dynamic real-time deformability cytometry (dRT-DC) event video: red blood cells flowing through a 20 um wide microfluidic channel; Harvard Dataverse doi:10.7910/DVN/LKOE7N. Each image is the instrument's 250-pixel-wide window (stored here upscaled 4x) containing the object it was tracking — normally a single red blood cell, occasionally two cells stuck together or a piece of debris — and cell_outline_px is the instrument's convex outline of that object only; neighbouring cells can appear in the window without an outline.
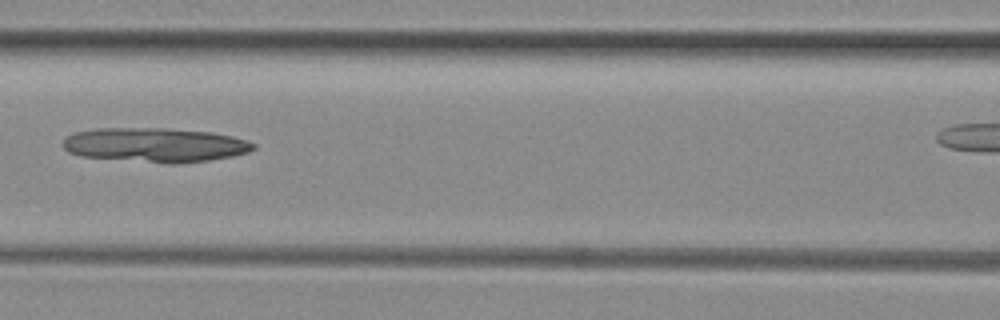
{"species": "common noctule bat (a hibernating species)", "species_latin": "Nyctalus noctula", "temperature_condition": "room temperature", "stored_images_in_passage": 32, "camera_frame_rate_fps": 3000, "um_per_image_px": 0.085, "animal": {"sex": "female", "body_mass_g": 29.2, "forearm_length_mm": 56.3}, "frame": {"image": 1, "passage_image": 13, "time_ms": 4.0, "image_size_px": [1000, 320], "cell_outline_px": [[256, 148], [248, 152], [232, 156], [208, 160], [176, 164], [168, 164], [80, 156], [68, 152], [64, 148], [64, 140], [72, 132], [96, 128], [164, 128], [212, 132], [232, 136], [256, 144]], "centroid_in_image_um": [13.17, 12.32], "position_along_channel_um": 153.4, "area_um2": 38.21}}
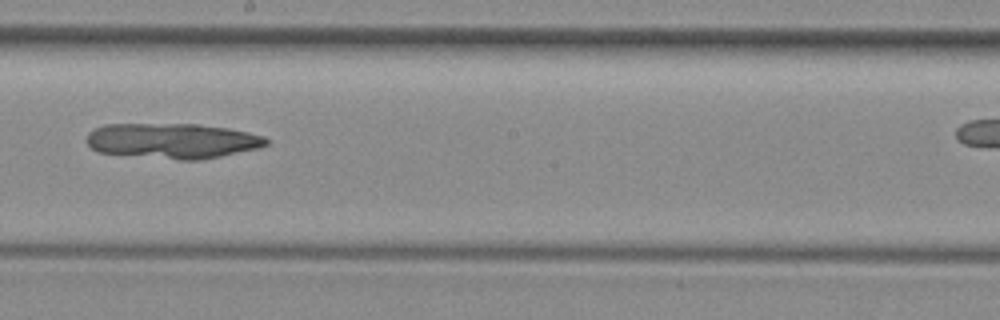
{"frame": {"image": 2, "passage_image": 19, "time_ms": 6.0, "image_size_px": [1000, 320], "cell_outline_px": [[272, 140], [268, 144], [260, 148], [200, 160], [180, 160], [96, 152], [88, 144], [88, 132], [104, 124], [196, 124], [228, 128], [248, 132], [264, 136]], "centroid_in_image_um": [14.7, 11.97], "position_along_channel_um": 233.5, "area_um2": 37.05}}
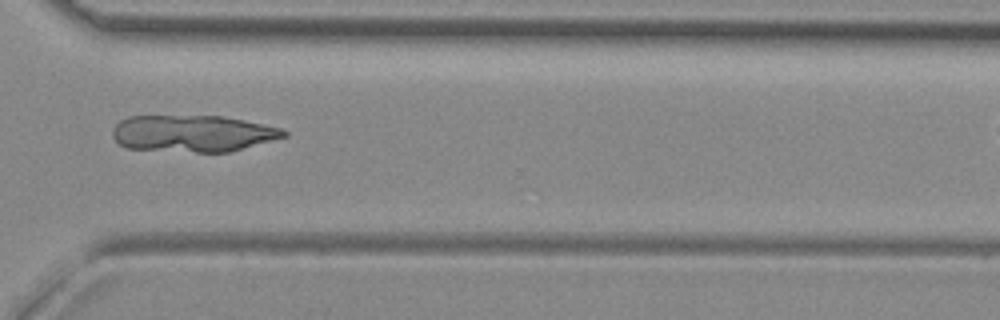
{"frame": {"image": 3, "passage_image": 28, "time_ms": 9.0, "image_size_px": [1000, 320], "cell_outline_px": [[288, 136], [228, 152], [196, 152], [128, 148], [120, 144], [112, 136], [112, 128], [120, 120], [128, 116], [220, 116], [244, 120], [280, 128], [288, 132]], "centroid_in_image_um": [16.37, 11.34], "position_along_channel_um": 354.2, "area_um2": 36.47}}